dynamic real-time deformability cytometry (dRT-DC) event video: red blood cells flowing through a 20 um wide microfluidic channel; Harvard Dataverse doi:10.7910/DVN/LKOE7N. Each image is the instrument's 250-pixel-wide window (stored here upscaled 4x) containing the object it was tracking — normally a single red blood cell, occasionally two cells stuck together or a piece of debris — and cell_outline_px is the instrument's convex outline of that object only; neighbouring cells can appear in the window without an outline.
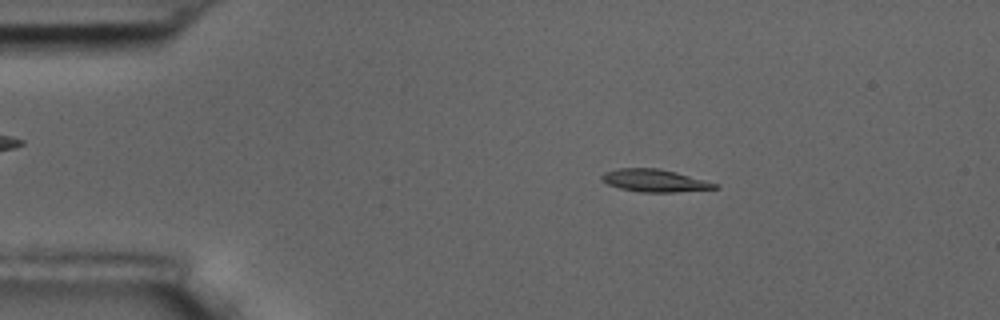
{"species": "common noctule bat (a hibernating species)", "species_latin": "Nyctalus noctula", "temperature_condition": "room temperature", "stored_images_in_passage": 9, "camera_frame_rate_fps": 3000, "um_per_image_px": 0.085, "animal": {"sex": "male", "body_mass_g": 17.5, "forearm_length_mm": 52.3}, "frame": {"image": 1, "passage_image": 3, "time_ms": 2.333, "image_size_px": [1000, 320], "cell_outline_px": [[720, 188], [676, 192], [640, 192], [620, 188], [608, 184], [600, 180], [600, 176], [604, 172], [620, 168], [660, 168], [676, 172], [720, 184]], "centroid_in_image_um": [55.66, 15.35], "position_along_channel_um": 29.3, "area_um2": 14.97}}
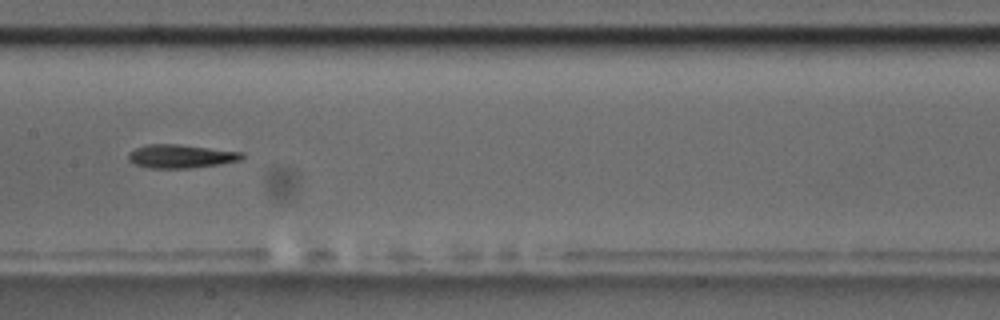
{"frame": {"image": 2, "passage_image": 8, "time_ms": 8.333, "image_size_px": [1000, 320], "cell_outline_px": [[244, 156], [240, 160], [220, 164], [188, 168], [148, 168], [136, 164], [128, 160], [128, 152], [136, 148], [148, 144], [176, 144], [244, 152]], "centroid_in_image_um": [15.36, 13.28], "position_along_channel_um": 192.0, "area_um2": 15.49}}
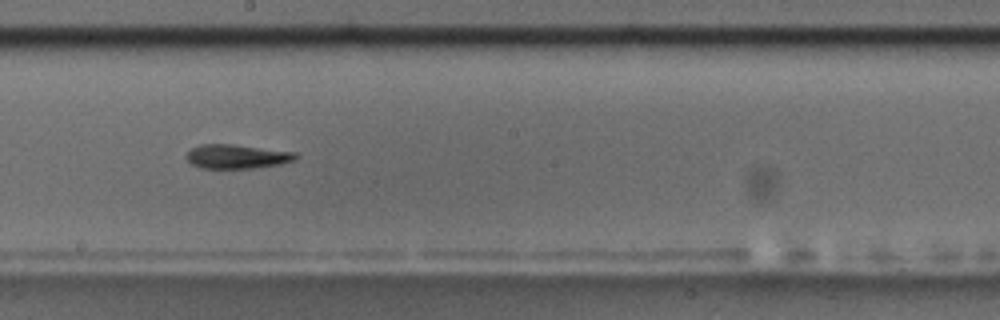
{"frame": {"image": 3, "passage_image": 9, "time_ms": 9.333, "image_size_px": [1000, 320], "cell_outline_px": [[300, 156], [296, 160], [280, 164], [256, 168], [200, 168], [192, 164], [184, 156], [192, 148], [200, 144], [232, 144], [296, 152]], "centroid_in_image_um": [20.16, 13.3], "position_along_channel_um": 228.0, "area_um2": 15.49}}